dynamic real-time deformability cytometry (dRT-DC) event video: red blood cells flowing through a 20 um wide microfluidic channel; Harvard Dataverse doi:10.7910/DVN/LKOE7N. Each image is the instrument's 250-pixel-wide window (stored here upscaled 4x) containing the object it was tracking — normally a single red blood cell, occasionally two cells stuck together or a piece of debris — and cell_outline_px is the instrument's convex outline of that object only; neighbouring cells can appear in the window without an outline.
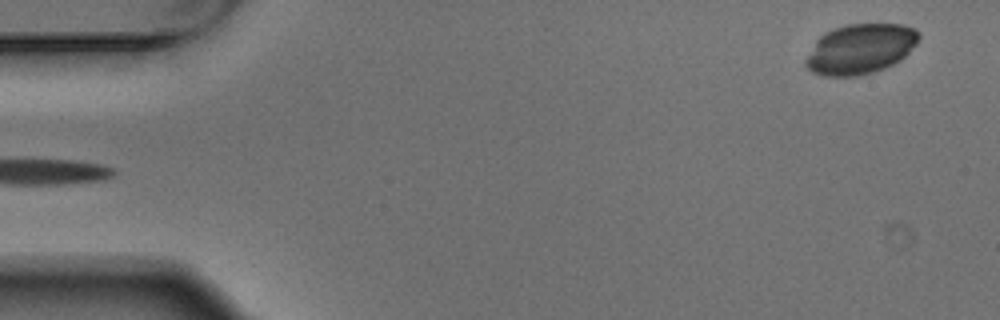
{"species": "Egyptian fruit bat (a non-hibernating species)", "species_latin": "Rousettus aegyptiacus", "temperature_condition": "warm", "stored_images_in_passage": 5, "camera_frame_rate_fps": 3000, "um_per_image_px": 0.085, "animal": {"sex": "male"}, "frame": {"image": 1, "passage_image": 5, "time_ms": 1.333, "image_size_px": [1000, 320], "cell_outline_px": [[920, 36], [916, 44], [900, 60], [884, 68], [872, 72], [856, 76], [824, 76], [812, 72], [804, 64], [804, 60], [816, 40], [824, 32], [848, 24], [900, 24], [916, 28]], "centroid_in_image_um": [73.11, 4.16], "position_along_channel_um": 11.9, "area_um2": 32.89}}